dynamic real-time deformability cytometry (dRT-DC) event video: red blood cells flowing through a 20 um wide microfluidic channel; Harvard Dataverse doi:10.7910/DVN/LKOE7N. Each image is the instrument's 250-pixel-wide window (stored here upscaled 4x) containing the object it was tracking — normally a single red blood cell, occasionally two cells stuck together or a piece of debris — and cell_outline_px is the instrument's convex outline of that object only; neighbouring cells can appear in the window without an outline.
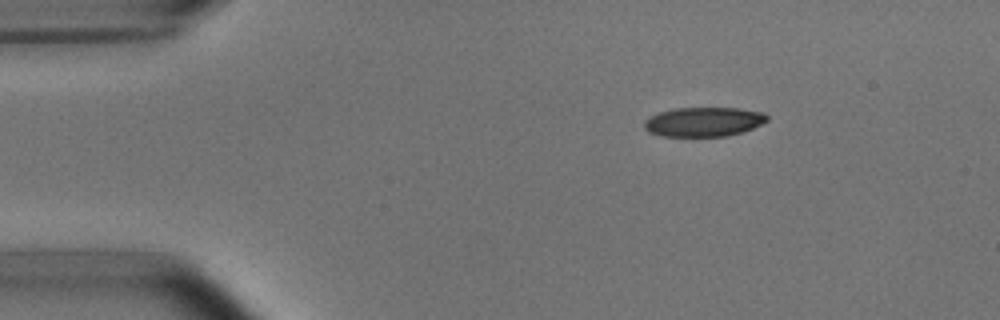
{"species": "common noctule bat (a hibernating species)", "species_latin": "Nyctalus noctula", "temperature_condition": "room temperature", "stored_images_in_passage": 4, "camera_frame_rate_fps": 3000, "um_per_image_px": 0.085, "animal": {"sex": "male", "body_mass_g": 15.6}, "frame": {"image": 1, "passage_image": 1, "time_ms": 0.0, "image_size_px": [1000, 320], "cell_outline_px": [[768, 120], [744, 132], [724, 136], [660, 136], [648, 132], [644, 128], [644, 120], [648, 116], [660, 112], [676, 108], [740, 108], [764, 112], [768, 116]], "centroid_in_image_um": [59.79, 10.35], "position_along_channel_um": 25.2, "area_um2": 21.15}}